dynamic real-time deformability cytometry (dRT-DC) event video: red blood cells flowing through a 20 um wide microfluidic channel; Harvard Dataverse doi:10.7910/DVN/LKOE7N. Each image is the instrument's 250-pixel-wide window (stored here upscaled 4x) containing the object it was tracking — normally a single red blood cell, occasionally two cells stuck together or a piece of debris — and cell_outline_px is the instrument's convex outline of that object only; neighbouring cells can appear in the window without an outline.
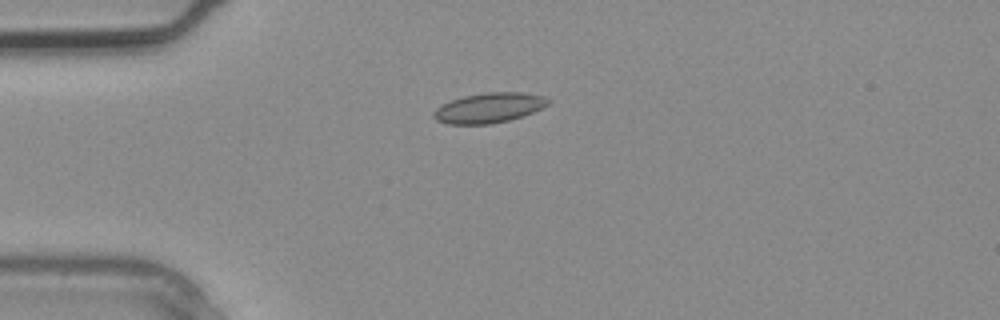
{"species": "common noctule bat (a hibernating species)", "species_latin": "Nyctalus noctula", "temperature_condition": "warm", "stored_images_in_passage": 2, "camera_frame_rate_fps": 3000, "um_per_image_px": 0.085, "animal": {"sex": "male", "body_mass_g": 20.4}, "frame": {"image": 1, "passage_image": 2, "time_ms": 0.333, "image_size_px": [1000, 320], "cell_outline_px": [[552, 100], [548, 104], [524, 116], [492, 124], [448, 124], [436, 120], [432, 116], [432, 112], [440, 104], [464, 96], [484, 92], [524, 92], [544, 96]], "centroid_in_image_um": [41.55, 9.16], "position_along_channel_um": 43.5, "area_um2": 20.17}}